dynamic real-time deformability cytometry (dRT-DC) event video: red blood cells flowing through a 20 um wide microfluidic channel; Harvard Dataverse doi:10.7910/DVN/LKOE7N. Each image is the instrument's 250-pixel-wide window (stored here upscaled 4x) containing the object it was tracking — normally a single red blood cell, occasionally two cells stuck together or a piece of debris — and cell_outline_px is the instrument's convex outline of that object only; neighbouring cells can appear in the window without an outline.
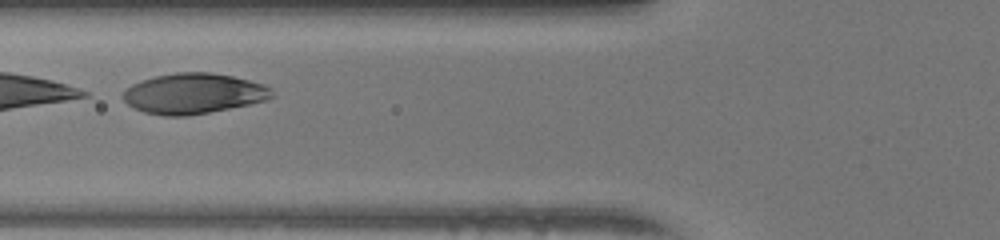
{"species": "human", "species_latin": "Homo sapiens", "temperature_condition": "warm", "stored_images_in_passage": 33, "camera_frame_rate_fps": 3000, "um_per_image_px": 0.085, "donor": {"sex": "female"}, "frame": {"image": 1, "passage_image": 11, "time_ms": 3.333, "image_size_px": [1000, 240], "cell_outline_px": [[276, 96], [268, 100], [188, 116], [164, 116], [144, 112], [128, 104], [120, 96], [124, 88], [140, 80], [156, 76], [176, 72], [212, 72], [232, 76], [264, 84], [272, 88]], "centroid_in_image_um": [16.44, 7.94], "position_along_channel_um": 109.4, "area_um2": 35.32}}
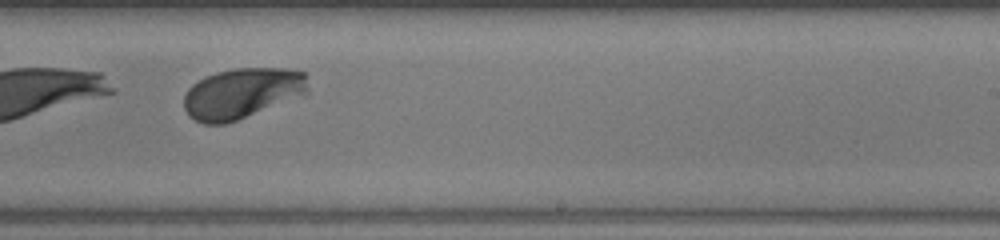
{"frame": {"image": 2, "passage_image": 23, "time_ms": 7.333, "image_size_px": [1000, 240], "cell_outline_px": [[308, 92], [236, 120], [224, 124], [204, 124], [188, 116], [184, 108], [184, 96], [188, 88], [192, 84], [216, 72], [236, 68], [284, 68], [304, 72], [308, 76]], "centroid_in_image_um": [20.55, 7.91], "position_along_channel_um": 268.5, "area_um2": 36.13}}
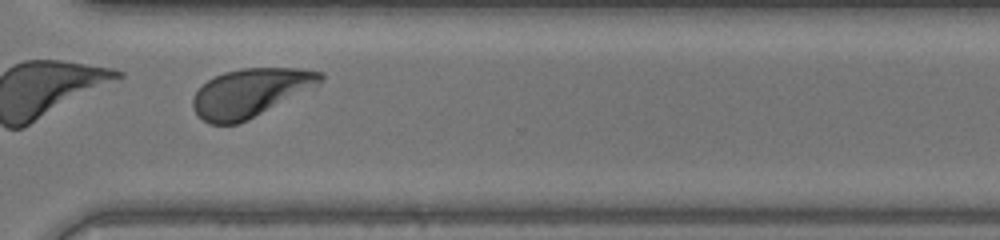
{"frame": {"image": 3, "passage_image": 29, "time_ms": 9.333, "image_size_px": [1000, 240], "cell_outline_px": [[324, 80], [320, 84], [248, 120], [236, 124], [208, 124], [192, 108], [192, 96], [208, 80], [224, 72], [244, 68], [300, 68], [320, 72], [324, 76]], "centroid_in_image_um": [21.28, 7.88], "position_along_channel_um": 349.3, "area_um2": 35.66}, "authors_computed_cell_mechanics": {"area_um2": 36.2406, "velocity_mm_per_s": 3.9878, "shape_relaxation_time_tau1_ms": 0.7346, "shape_relaxation_time_tau2_ms": null, "deformation_change_tau1": 0.3277, "deformation_change_tau2": null}}